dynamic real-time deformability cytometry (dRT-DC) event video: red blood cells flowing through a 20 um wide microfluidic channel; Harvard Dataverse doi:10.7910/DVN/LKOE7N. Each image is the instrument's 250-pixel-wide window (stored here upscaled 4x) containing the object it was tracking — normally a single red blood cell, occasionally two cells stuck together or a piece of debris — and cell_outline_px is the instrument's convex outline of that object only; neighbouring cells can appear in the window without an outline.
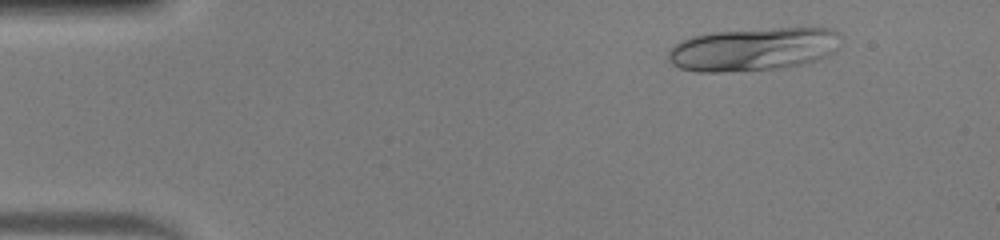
{"species": "human", "species_latin": "Homo sapiens", "temperature_condition": "warm", "stored_images_in_passage": 48, "camera_frame_rate_fps": 3000, "um_per_image_px": 0.085, "donor": {"sex": "male"}, "frame": {"image": 1, "passage_image": 5, "time_ms": 1.333, "image_size_px": [1000, 240], "cell_outline_px": [[840, 36], [836, 52], [816, 60], [804, 64], [772, 68], [716, 72], [696, 72], [680, 68], [672, 64], [668, 60], [668, 52], [680, 40], [692, 36], [712, 32], [772, 28], [832, 28]], "centroid_in_image_um": [64.02, 4.17], "position_along_channel_um": 21.0, "area_um2": 43.23}}
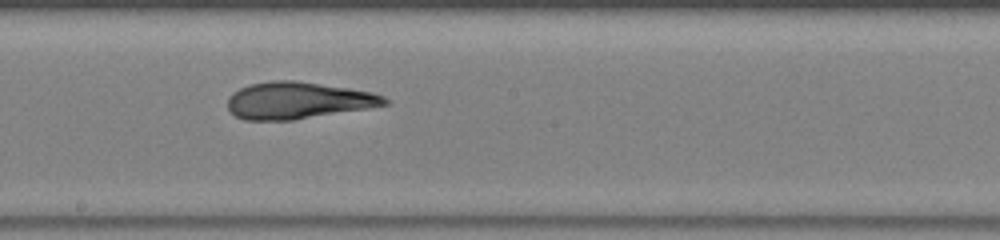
{"frame": {"image": 2, "passage_image": 26, "time_ms": 8.333, "image_size_px": [1000, 240], "cell_outline_px": [[388, 104], [368, 108], [292, 120], [244, 120], [236, 116], [228, 108], [228, 96], [232, 92], [240, 88], [252, 84], [272, 80], [292, 80], [348, 88], [372, 92], [384, 96], [388, 100]], "centroid_in_image_um": [25.3, 8.54], "position_along_channel_um": 222.9, "area_um2": 33.47}}
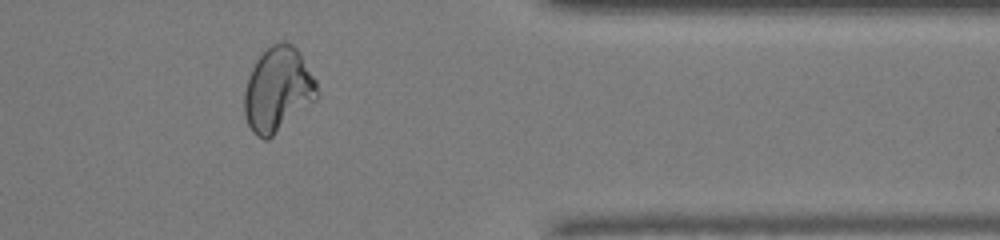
{"frame": {"image": 3, "passage_image": 39, "time_ms": 12.667, "image_size_px": [1000, 240], "cell_outline_px": [[316, 100], [268, 140], [264, 140], [256, 136], [248, 124], [244, 116], [244, 92], [248, 76], [256, 60], [272, 44], [284, 40], [292, 44], [300, 52], [316, 80]], "centroid_in_image_um": [23.6, 7.62], "position_along_channel_um": 387.8, "area_um2": 35.78}, "authors_computed_cell_mechanics": {"area_um2": 36.125, "velocity_mm_per_s": 4.1856, "shape_relaxation_time_tau1_ms": null, "shape_relaxation_time_tau2_ms": 1.3838, "deformation_change_tau1": null, "deformation_change_tau2": 0.0683}}